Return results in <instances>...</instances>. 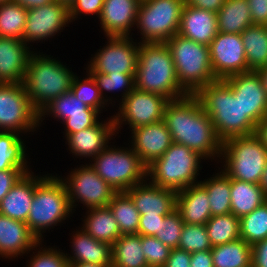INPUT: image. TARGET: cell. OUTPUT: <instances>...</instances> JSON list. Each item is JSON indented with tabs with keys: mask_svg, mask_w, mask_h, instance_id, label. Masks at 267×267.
<instances>
[{
	"mask_svg": "<svg viewBox=\"0 0 267 267\" xmlns=\"http://www.w3.org/2000/svg\"><path fill=\"white\" fill-rule=\"evenodd\" d=\"M25 142L21 134L17 132L0 131V171L7 169H31L29 168V161H27Z\"/></svg>",
	"mask_w": 267,
	"mask_h": 267,
	"instance_id": "cell-34",
	"label": "cell"
},
{
	"mask_svg": "<svg viewBox=\"0 0 267 267\" xmlns=\"http://www.w3.org/2000/svg\"><path fill=\"white\" fill-rule=\"evenodd\" d=\"M85 77L75 75L72 80L70 91L74 96L83 102L86 106L103 113L108 103L102 98L100 90L97 88L94 78L86 71ZM80 78V79H79Z\"/></svg>",
	"mask_w": 267,
	"mask_h": 267,
	"instance_id": "cell-42",
	"label": "cell"
},
{
	"mask_svg": "<svg viewBox=\"0 0 267 267\" xmlns=\"http://www.w3.org/2000/svg\"><path fill=\"white\" fill-rule=\"evenodd\" d=\"M183 225L180 213L174 210L161 221L155 237L171 249L178 248Z\"/></svg>",
	"mask_w": 267,
	"mask_h": 267,
	"instance_id": "cell-45",
	"label": "cell"
},
{
	"mask_svg": "<svg viewBox=\"0 0 267 267\" xmlns=\"http://www.w3.org/2000/svg\"><path fill=\"white\" fill-rule=\"evenodd\" d=\"M191 253L179 248L171 249L164 267H190Z\"/></svg>",
	"mask_w": 267,
	"mask_h": 267,
	"instance_id": "cell-52",
	"label": "cell"
},
{
	"mask_svg": "<svg viewBox=\"0 0 267 267\" xmlns=\"http://www.w3.org/2000/svg\"><path fill=\"white\" fill-rule=\"evenodd\" d=\"M71 236V253L64 254L68 262L94 263L112 266L111 245L98 241L87 234L83 229H76ZM75 233V234H74Z\"/></svg>",
	"mask_w": 267,
	"mask_h": 267,
	"instance_id": "cell-26",
	"label": "cell"
},
{
	"mask_svg": "<svg viewBox=\"0 0 267 267\" xmlns=\"http://www.w3.org/2000/svg\"><path fill=\"white\" fill-rule=\"evenodd\" d=\"M134 88L162 95L169 101L188 95L179 84L166 43H140Z\"/></svg>",
	"mask_w": 267,
	"mask_h": 267,
	"instance_id": "cell-3",
	"label": "cell"
},
{
	"mask_svg": "<svg viewBox=\"0 0 267 267\" xmlns=\"http://www.w3.org/2000/svg\"><path fill=\"white\" fill-rule=\"evenodd\" d=\"M71 24L69 7L66 4L53 3L29 9L23 32V41L29 46L32 43L47 41L56 34H61ZM35 41V42H34Z\"/></svg>",
	"mask_w": 267,
	"mask_h": 267,
	"instance_id": "cell-16",
	"label": "cell"
},
{
	"mask_svg": "<svg viewBox=\"0 0 267 267\" xmlns=\"http://www.w3.org/2000/svg\"><path fill=\"white\" fill-rule=\"evenodd\" d=\"M142 251L148 267H164L171 248L159 241L155 236L141 235Z\"/></svg>",
	"mask_w": 267,
	"mask_h": 267,
	"instance_id": "cell-46",
	"label": "cell"
},
{
	"mask_svg": "<svg viewBox=\"0 0 267 267\" xmlns=\"http://www.w3.org/2000/svg\"><path fill=\"white\" fill-rule=\"evenodd\" d=\"M163 120L174 143L187 146L204 160H218L219 163L222 142L195 95L169 101L164 109Z\"/></svg>",
	"mask_w": 267,
	"mask_h": 267,
	"instance_id": "cell-1",
	"label": "cell"
},
{
	"mask_svg": "<svg viewBox=\"0 0 267 267\" xmlns=\"http://www.w3.org/2000/svg\"><path fill=\"white\" fill-rule=\"evenodd\" d=\"M216 14L218 32L241 34L253 25L248 0H226Z\"/></svg>",
	"mask_w": 267,
	"mask_h": 267,
	"instance_id": "cell-31",
	"label": "cell"
},
{
	"mask_svg": "<svg viewBox=\"0 0 267 267\" xmlns=\"http://www.w3.org/2000/svg\"><path fill=\"white\" fill-rule=\"evenodd\" d=\"M104 0H75L69 7V18L73 22L80 19L81 14L100 17Z\"/></svg>",
	"mask_w": 267,
	"mask_h": 267,
	"instance_id": "cell-47",
	"label": "cell"
},
{
	"mask_svg": "<svg viewBox=\"0 0 267 267\" xmlns=\"http://www.w3.org/2000/svg\"><path fill=\"white\" fill-rule=\"evenodd\" d=\"M50 56L34 50L28 59L23 81L27 95L38 112L55 98L69 92L76 75L63 62Z\"/></svg>",
	"mask_w": 267,
	"mask_h": 267,
	"instance_id": "cell-5",
	"label": "cell"
},
{
	"mask_svg": "<svg viewBox=\"0 0 267 267\" xmlns=\"http://www.w3.org/2000/svg\"><path fill=\"white\" fill-rule=\"evenodd\" d=\"M114 135L116 136L117 133L112 115L107 117V120L98 121L94 126L66 135L64 139H66V145L68 144L69 154L76 158L90 160L112 143L109 141L113 139Z\"/></svg>",
	"mask_w": 267,
	"mask_h": 267,
	"instance_id": "cell-19",
	"label": "cell"
},
{
	"mask_svg": "<svg viewBox=\"0 0 267 267\" xmlns=\"http://www.w3.org/2000/svg\"><path fill=\"white\" fill-rule=\"evenodd\" d=\"M253 25L267 26V0H248Z\"/></svg>",
	"mask_w": 267,
	"mask_h": 267,
	"instance_id": "cell-50",
	"label": "cell"
},
{
	"mask_svg": "<svg viewBox=\"0 0 267 267\" xmlns=\"http://www.w3.org/2000/svg\"><path fill=\"white\" fill-rule=\"evenodd\" d=\"M68 267H108V266L94 264V263L68 262Z\"/></svg>",
	"mask_w": 267,
	"mask_h": 267,
	"instance_id": "cell-58",
	"label": "cell"
},
{
	"mask_svg": "<svg viewBox=\"0 0 267 267\" xmlns=\"http://www.w3.org/2000/svg\"><path fill=\"white\" fill-rule=\"evenodd\" d=\"M251 266L267 267V238L251 246Z\"/></svg>",
	"mask_w": 267,
	"mask_h": 267,
	"instance_id": "cell-51",
	"label": "cell"
},
{
	"mask_svg": "<svg viewBox=\"0 0 267 267\" xmlns=\"http://www.w3.org/2000/svg\"><path fill=\"white\" fill-rule=\"evenodd\" d=\"M246 62L249 71L267 67V26L251 25L242 33Z\"/></svg>",
	"mask_w": 267,
	"mask_h": 267,
	"instance_id": "cell-32",
	"label": "cell"
},
{
	"mask_svg": "<svg viewBox=\"0 0 267 267\" xmlns=\"http://www.w3.org/2000/svg\"><path fill=\"white\" fill-rule=\"evenodd\" d=\"M33 250H35L32 252L34 255L29 256L30 259L27 261L26 266L28 267H68L65 254L58 247L48 246L47 248L40 241Z\"/></svg>",
	"mask_w": 267,
	"mask_h": 267,
	"instance_id": "cell-44",
	"label": "cell"
},
{
	"mask_svg": "<svg viewBox=\"0 0 267 267\" xmlns=\"http://www.w3.org/2000/svg\"><path fill=\"white\" fill-rule=\"evenodd\" d=\"M31 169H7L0 171V202L16 184V182Z\"/></svg>",
	"mask_w": 267,
	"mask_h": 267,
	"instance_id": "cell-48",
	"label": "cell"
},
{
	"mask_svg": "<svg viewBox=\"0 0 267 267\" xmlns=\"http://www.w3.org/2000/svg\"><path fill=\"white\" fill-rule=\"evenodd\" d=\"M39 242L25 222L0 214V257L18 259L32 252Z\"/></svg>",
	"mask_w": 267,
	"mask_h": 267,
	"instance_id": "cell-23",
	"label": "cell"
},
{
	"mask_svg": "<svg viewBox=\"0 0 267 267\" xmlns=\"http://www.w3.org/2000/svg\"><path fill=\"white\" fill-rule=\"evenodd\" d=\"M195 96L222 143L229 138L254 134L256 125L244 114L238 96L224 79L205 85Z\"/></svg>",
	"mask_w": 267,
	"mask_h": 267,
	"instance_id": "cell-2",
	"label": "cell"
},
{
	"mask_svg": "<svg viewBox=\"0 0 267 267\" xmlns=\"http://www.w3.org/2000/svg\"><path fill=\"white\" fill-rule=\"evenodd\" d=\"M165 216L167 215H141L137 234L155 236Z\"/></svg>",
	"mask_w": 267,
	"mask_h": 267,
	"instance_id": "cell-49",
	"label": "cell"
},
{
	"mask_svg": "<svg viewBox=\"0 0 267 267\" xmlns=\"http://www.w3.org/2000/svg\"><path fill=\"white\" fill-rule=\"evenodd\" d=\"M203 159L187 146L173 142L159 159L147 167V180L176 192L183 190L199 183L197 178Z\"/></svg>",
	"mask_w": 267,
	"mask_h": 267,
	"instance_id": "cell-7",
	"label": "cell"
},
{
	"mask_svg": "<svg viewBox=\"0 0 267 267\" xmlns=\"http://www.w3.org/2000/svg\"><path fill=\"white\" fill-rule=\"evenodd\" d=\"M11 2L17 3L27 10L32 8L41 7L50 3H53L55 0H10Z\"/></svg>",
	"mask_w": 267,
	"mask_h": 267,
	"instance_id": "cell-56",
	"label": "cell"
},
{
	"mask_svg": "<svg viewBox=\"0 0 267 267\" xmlns=\"http://www.w3.org/2000/svg\"><path fill=\"white\" fill-rule=\"evenodd\" d=\"M209 53L216 79L248 72L241 34L218 32L209 45Z\"/></svg>",
	"mask_w": 267,
	"mask_h": 267,
	"instance_id": "cell-17",
	"label": "cell"
},
{
	"mask_svg": "<svg viewBox=\"0 0 267 267\" xmlns=\"http://www.w3.org/2000/svg\"><path fill=\"white\" fill-rule=\"evenodd\" d=\"M111 254V267H148L140 234L121 235L111 245Z\"/></svg>",
	"mask_w": 267,
	"mask_h": 267,
	"instance_id": "cell-33",
	"label": "cell"
},
{
	"mask_svg": "<svg viewBox=\"0 0 267 267\" xmlns=\"http://www.w3.org/2000/svg\"><path fill=\"white\" fill-rule=\"evenodd\" d=\"M58 3L66 4L68 7L75 1V0H55Z\"/></svg>",
	"mask_w": 267,
	"mask_h": 267,
	"instance_id": "cell-60",
	"label": "cell"
},
{
	"mask_svg": "<svg viewBox=\"0 0 267 267\" xmlns=\"http://www.w3.org/2000/svg\"><path fill=\"white\" fill-rule=\"evenodd\" d=\"M99 114L98 110L86 106L69 91L52 100L39 112V126H43L41 123L45 115L53 116L64 124L63 133L66 136L94 126L100 119Z\"/></svg>",
	"mask_w": 267,
	"mask_h": 267,
	"instance_id": "cell-15",
	"label": "cell"
},
{
	"mask_svg": "<svg viewBox=\"0 0 267 267\" xmlns=\"http://www.w3.org/2000/svg\"><path fill=\"white\" fill-rule=\"evenodd\" d=\"M107 206L118 223L121 235L138 233L141 214L126 192H117Z\"/></svg>",
	"mask_w": 267,
	"mask_h": 267,
	"instance_id": "cell-37",
	"label": "cell"
},
{
	"mask_svg": "<svg viewBox=\"0 0 267 267\" xmlns=\"http://www.w3.org/2000/svg\"><path fill=\"white\" fill-rule=\"evenodd\" d=\"M28 10L14 2L0 4V37L23 40Z\"/></svg>",
	"mask_w": 267,
	"mask_h": 267,
	"instance_id": "cell-39",
	"label": "cell"
},
{
	"mask_svg": "<svg viewBox=\"0 0 267 267\" xmlns=\"http://www.w3.org/2000/svg\"><path fill=\"white\" fill-rule=\"evenodd\" d=\"M35 191V174H24L0 202V214L25 222L32 205Z\"/></svg>",
	"mask_w": 267,
	"mask_h": 267,
	"instance_id": "cell-28",
	"label": "cell"
},
{
	"mask_svg": "<svg viewBox=\"0 0 267 267\" xmlns=\"http://www.w3.org/2000/svg\"><path fill=\"white\" fill-rule=\"evenodd\" d=\"M95 80L97 88L100 90L102 98L109 104L115 105L117 101H113L112 97H108V93L115 91L121 92L120 103L124 100L134 89V76L135 74H103V73H89ZM107 92V93H106ZM112 102H114L112 104Z\"/></svg>",
	"mask_w": 267,
	"mask_h": 267,
	"instance_id": "cell-40",
	"label": "cell"
},
{
	"mask_svg": "<svg viewBox=\"0 0 267 267\" xmlns=\"http://www.w3.org/2000/svg\"><path fill=\"white\" fill-rule=\"evenodd\" d=\"M105 46L92 55L88 73L135 74L140 42L130 37L107 36ZM135 41V42H134Z\"/></svg>",
	"mask_w": 267,
	"mask_h": 267,
	"instance_id": "cell-13",
	"label": "cell"
},
{
	"mask_svg": "<svg viewBox=\"0 0 267 267\" xmlns=\"http://www.w3.org/2000/svg\"><path fill=\"white\" fill-rule=\"evenodd\" d=\"M178 248L189 253L211 250L205 224L184 223Z\"/></svg>",
	"mask_w": 267,
	"mask_h": 267,
	"instance_id": "cell-43",
	"label": "cell"
},
{
	"mask_svg": "<svg viewBox=\"0 0 267 267\" xmlns=\"http://www.w3.org/2000/svg\"><path fill=\"white\" fill-rule=\"evenodd\" d=\"M128 147L109 145L89 162L117 192H126L147 179V167L133 148L130 145Z\"/></svg>",
	"mask_w": 267,
	"mask_h": 267,
	"instance_id": "cell-9",
	"label": "cell"
},
{
	"mask_svg": "<svg viewBox=\"0 0 267 267\" xmlns=\"http://www.w3.org/2000/svg\"><path fill=\"white\" fill-rule=\"evenodd\" d=\"M226 0H185V4L217 13Z\"/></svg>",
	"mask_w": 267,
	"mask_h": 267,
	"instance_id": "cell-54",
	"label": "cell"
},
{
	"mask_svg": "<svg viewBox=\"0 0 267 267\" xmlns=\"http://www.w3.org/2000/svg\"><path fill=\"white\" fill-rule=\"evenodd\" d=\"M74 167L67 176L60 179L66 185L69 203L73 212L79 203L87 208L105 207L117 193L104 181L90 164Z\"/></svg>",
	"mask_w": 267,
	"mask_h": 267,
	"instance_id": "cell-12",
	"label": "cell"
},
{
	"mask_svg": "<svg viewBox=\"0 0 267 267\" xmlns=\"http://www.w3.org/2000/svg\"><path fill=\"white\" fill-rule=\"evenodd\" d=\"M224 80L238 96L244 114L255 125L267 116V94L257 72L235 74Z\"/></svg>",
	"mask_w": 267,
	"mask_h": 267,
	"instance_id": "cell-18",
	"label": "cell"
},
{
	"mask_svg": "<svg viewBox=\"0 0 267 267\" xmlns=\"http://www.w3.org/2000/svg\"><path fill=\"white\" fill-rule=\"evenodd\" d=\"M214 267H250L251 245L242 238L212 247Z\"/></svg>",
	"mask_w": 267,
	"mask_h": 267,
	"instance_id": "cell-36",
	"label": "cell"
},
{
	"mask_svg": "<svg viewBox=\"0 0 267 267\" xmlns=\"http://www.w3.org/2000/svg\"><path fill=\"white\" fill-rule=\"evenodd\" d=\"M168 102L169 100L162 95L134 88L119 103L118 112L113 115L116 133L119 134L118 131H121L124 124H128L131 131L139 126L163 120L164 109Z\"/></svg>",
	"mask_w": 267,
	"mask_h": 267,
	"instance_id": "cell-14",
	"label": "cell"
},
{
	"mask_svg": "<svg viewBox=\"0 0 267 267\" xmlns=\"http://www.w3.org/2000/svg\"><path fill=\"white\" fill-rule=\"evenodd\" d=\"M240 238L254 245L267 238V202L239 219Z\"/></svg>",
	"mask_w": 267,
	"mask_h": 267,
	"instance_id": "cell-41",
	"label": "cell"
},
{
	"mask_svg": "<svg viewBox=\"0 0 267 267\" xmlns=\"http://www.w3.org/2000/svg\"><path fill=\"white\" fill-rule=\"evenodd\" d=\"M147 181L146 179L126 191L139 213L169 215L176 210V191Z\"/></svg>",
	"mask_w": 267,
	"mask_h": 267,
	"instance_id": "cell-21",
	"label": "cell"
},
{
	"mask_svg": "<svg viewBox=\"0 0 267 267\" xmlns=\"http://www.w3.org/2000/svg\"><path fill=\"white\" fill-rule=\"evenodd\" d=\"M217 172L204 181L199 180L208 193L211 217L231 213V178L222 169Z\"/></svg>",
	"mask_w": 267,
	"mask_h": 267,
	"instance_id": "cell-35",
	"label": "cell"
},
{
	"mask_svg": "<svg viewBox=\"0 0 267 267\" xmlns=\"http://www.w3.org/2000/svg\"><path fill=\"white\" fill-rule=\"evenodd\" d=\"M82 227L94 239L112 245L120 236L118 223L108 206L86 209Z\"/></svg>",
	"mask_w": 267,
	"mask_h": 267,
	"instance_id": "cell-29",
	"label": "cell"
},
{
	"mask_svg": "<svg viewBox=\"0 0 267 267\" xmlns=\"http://www.w3.org/2000/svg\"><path fill=\"white\" fill-rule=\"evenodd\" d=\"M165 43L173 58L179 84L188 95H196L205 85L217 80L210 63L209 46L179 34Z\"/></svg>",
	"mask_w": 267,
	"mask_h": 267,
	"instance_id": "cell-6",
	"label": "cell"
},
{
	"mask_svg": "<svg viewBox=\"0 0 267 267\" xmlns=\"http://www.w3.org/2000/svg\"><path fill=\"white\" fill-rule=\"evenodd\" d=\"M209 203L208 193L200 183L176 192V210L186 224H206L211 218Z\"/></svg>",
	"mask_w": 267,
	"mask_h": 267,
	"instance_id": "cell-27",
	"label": "cell"
},
{
	"mask_svg": "<svg viewBox=\"0 0 267 267\" xmlns=\"http://www.w3.org/2000/svg\"><path fill=\"white\" fill-rule=\"evenodd\" d=\"M72 214L66 185L60 176L35 174V191L26 224L38 240L43 242L46 230L62 224Z\"/></svg>",
	"mask_w": 267,
	"mask_h": 267,
	"instance_id": "cell-4",
	"label": "cell"
},
{
	"mask_svg": "<svg viewBox=\"0 0 267 267\" xmlns=\"http://www.w3.org/2000/svg\"><path fill=\"white\" fill-rule=\"evenodd\" d=\"M230 199L231 213L240 219L266 202V195L259 184L231 179Z\"/></svg>",
	"mask_w": 267,
	"mask_h": 267,
	"instance_id": "cell-30",
	"label": "cell"
},
{
	"mask_svg": "<svg viewBox=\"0 0 267 267\" xmlns=\"http://www.w3.org/2000/svg\"><path fill=\"white\" fill-rule=\"evenodd\" d=\"M190 267H214L211 250L191 253Z\"/></svg>",
	"mask_w": 267,
	"mask_h": 267,
	"instance_id": "cell-53",
	"label": "cell"
},
{
	"mask_svg": "<svg viewBox=\"0 0 267 267\" xmlns=\"http://www.w3.org/2000/svg\"><path fill=\"white\" fill-rule=\"evenodd\" d=\"M131 135L130 146L146 167L159 159L173 143L164 120L134 128Z\"/></svg>",
	"mask_w": 267,
	"mask_h": 267,
	"instance_id": "cell-20",
	"label": "cell"
},
{
	"mask_svg": "<svg viewBox=\"0 0 267 267\" xmlns=\"http://www.w3.org/2000/svg\"><path fill=\"white\" fill-rule=\"evenodd\" d=\"M185 0H141L135 28L140 43H165L178 34Z\"/></svg>",
	"mask_w": 267,
	"mask_h": 267,
	"instance_id": "cell-10",
	"label": "cell"
},
{
	"mask_svg": "<svg viewBox=\"0 0 267 267\" xmlns=\"http://www.w3.org/2000/svg\"><path fill=\"white\" fill-rule=\"evenodd\" d=\"M212 247L240 238V222L233 213L212 216L205 224Z\"/></svg>",
	"mask_w": 267,
	"mask_h": 267,
	"instance_id": "cell-38",
	"label": "cell"
},
{
	"mask_svg": "<svg viewBox=\"0 0 267 267\" xmlns=\"http://www.w3.org/2000/svg\"><path fill=\"white\" fill-rule=\"evenodd\" d=\"M31 46L23 40L0 37V83H23Z\"/></svg>",
	"mask_w": 267,
	"mask_h": 267,
	"instance_id": "cell-24",
	"label": "cell"
},
{
	"mask_svg": "<svg viewBox=\"0 0 267 267\" xmlns=\"http://www.w3.org/2000/svg\"><path fill=\"white\" fill-rule=\"evenodd\" d=\"M140 1L141 0H104L102 11L98 19L101 25L100 28L104 32L105 37H130L133 35L131 31L135 29Z\"/></svg>",
	"mask_w": 267,
	"mask_h": 267,
	"instance_id": "cell-22",
	"label": "cell"
},
{
	"mask_svg": "<svg viewBox=\"0 0 267 267\" xmlns=\"http://www.w3.org/2000/svg\"><path fill=\"white\" fill-rule=\"evenodd\" d=\"M218 33L217 14L185 4L178 34L209 46Z\"/></svg>",
	"mask_w": 267,
	"mask_h": 267,
	"instance_id": "cell-25",
	"label": "cell"
},
{
	"mask_svg": "<svg viewBox=\"0 0 267 267\" xmlns=\"http://www.w3.org/2000/svg\"><path fill=\"white\" fill-rule=\"evenodd\" d=\"M254 135L267 148V116L256 125Z\"/></svg>",
	"mask_w": 267,
	"mask_h": 267,
	"instance_id": "cell-55",
	"label": "cell"
},
{
	"mask_svg": "<svg viewBox=\"0 0 267 267\" xmlns=\"http://www.w3.org/2000/svg\"><path fill=\"white\" fill-rule=\"evenodd\" d=\"M10 0H0V4H3L5 2H9Z\"/></svg>",
	"mask_w": 267,
	"mask_h": 267,
	"instance_id": "cell-61",
	"label": "cell"
},
{
	"mask_svg": "<svg viewBox=\"0 0 267 267\" xmlns=\"http://www.w3.org/2000/svg\"><path fill=\"white\" fill-rule=\"evenodd\" d=\"M259 185L262 188L264 194L267 196V165L265 166Z\"/></svg>",
	"mask_w": 267,
	"mask_h": 267,
	"instance_id": "cell-59",
	"label": "cell"
},
{
	"mask_svg": "<svg viewBox=\"0 0 267 267\" xmlns=\"http://www.w3.org/2000/svg\"><path fill=\"white\" fill-rule=\"evenodd\" d=\"M220 160L231 179L259 184L267 165V148L254 134L229 138L222 143Z\"/></svg>",
	"mask_w": 267,
	"mask_h": 267,
	"instance_id": "cell-8",
	"label": "cell"
},
{
	"mask_svg": "<svg viewBox=\"0 0 267 267\" xmlns=\"http://www.w3.org/2000/svg\"><path fill=\"white\" fill-rule=\"evenodd\" d=\"M258 73V75L260 76L263 88L267 94V67L266 68H262L256 71Z\"/></svg>",
	"mask_w": 267,
	"mask_h": 267,
	"instance_id": "cell-57",
	"label": "cell"
},
{
	"mask_svg": "<svg viewBox=\"0 0 267 267\" xmlns=\"http://www.w3.org/2000/svg\"><path fill=\"white\" fill-rule=\"evenodd\" d=\"M39 128V112L23 83H0V131L30 134Z\"/></svg>",
	"mask_w": 267,
	"mask_h": 267,
	"instance_id": "cell-11",
	"label": "cell"
}]
</instances>
